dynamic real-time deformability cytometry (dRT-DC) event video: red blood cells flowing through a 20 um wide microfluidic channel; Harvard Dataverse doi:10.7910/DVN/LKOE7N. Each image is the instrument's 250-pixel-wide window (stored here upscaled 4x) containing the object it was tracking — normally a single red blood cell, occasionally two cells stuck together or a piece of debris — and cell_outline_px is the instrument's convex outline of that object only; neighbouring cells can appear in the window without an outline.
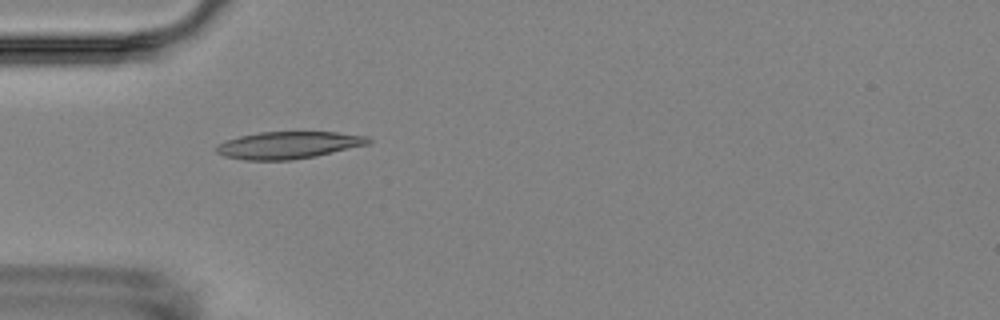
{"species": "Egyptian fruit bat (a non-hibernating species)", "species_latin": "Rousettus aegyptiacus", "temperature_condition": "room temperature", "stored_images_in_passage": 3, "camera_frame_rate_fps": 3000, "um_per_image_px": 0.085, "animal": {"sex": "female"}, "frame": {"image": 1, "passage_image": 2, "time_ms": 1.333, "image_size_px": [1000, 320], "cell_outline_px": [[372, 140], [368, 144], [316, 156], [292, 160], [244, 160], [224, 156], [216, 152], [216, 148], [220, 144], [228, 140], [240, 136], [260, 132], [336, 132], [368, 136]], "centroid_in_image_um": [24.54, 12.34], "position_along_channel_um": 60.5, "area_um2": 23.87}}